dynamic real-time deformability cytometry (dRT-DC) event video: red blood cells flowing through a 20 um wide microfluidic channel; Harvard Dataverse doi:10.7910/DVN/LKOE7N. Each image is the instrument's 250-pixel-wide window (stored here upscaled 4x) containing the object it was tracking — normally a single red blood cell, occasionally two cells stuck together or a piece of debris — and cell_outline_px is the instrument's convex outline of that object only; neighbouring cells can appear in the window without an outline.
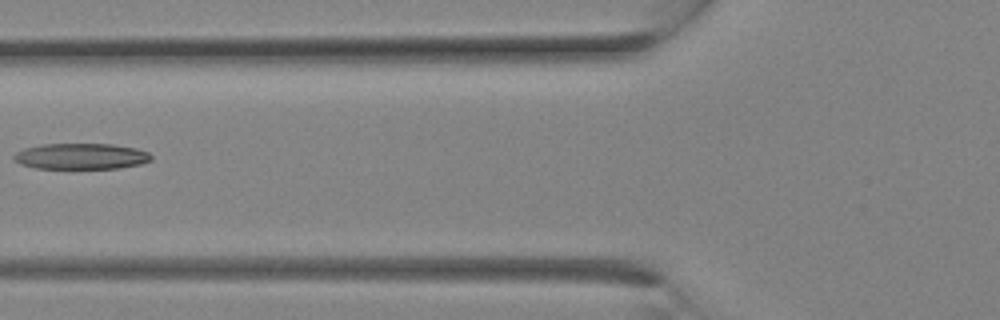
{"species": "Egyptian fruit bat (a non-hibernating species)", "species_latin": "Rousettus aegyptiacus", "temperature_condition": "room temperature", "stored_images_in_passage": 15, "camera_frame_rate_fps": 3000, "um_per_image_px": 0.085, "animal": {"sex": "female"}, "frame": {"image": 1, "passage_image": 11, "time_ms": 3.333, "image_size_px": [1000, 320], "cell_outline_px": [[152, 160], [140, 164], [120, 168], [36, 168], [20, 164], [12, 160], [12, 156], [16, 152], [24, 148], [44, 144], [112, 144], [136, 148], [148, 152], [152, 156]], "centroid_in_image_um": [6.87, 13.28], "position_along_channel_um": 118.9, "area_um2": 20.81}}
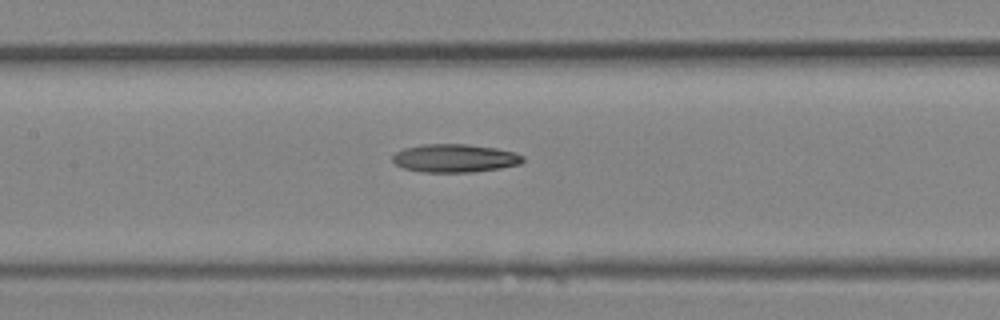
{"frame": {"image": 2, "passage_image": 13, "time_ms": 4.0, "image_size_px": [1000, 320], "cell_outline_px": [[524, 160], [520, 164], [500, 168], [472, 172], [424, 172], [404, 168], [396, 164], [392, 160], [392, 156], [396, 152], [404, 148], [424, 144], [468, 144], [496, 148], [516, 152], [524, 156]], "centroid_in_image_um": [38.68, 13.44], "position_along_channel_um": 168.7, "area_um2": 21.44}}
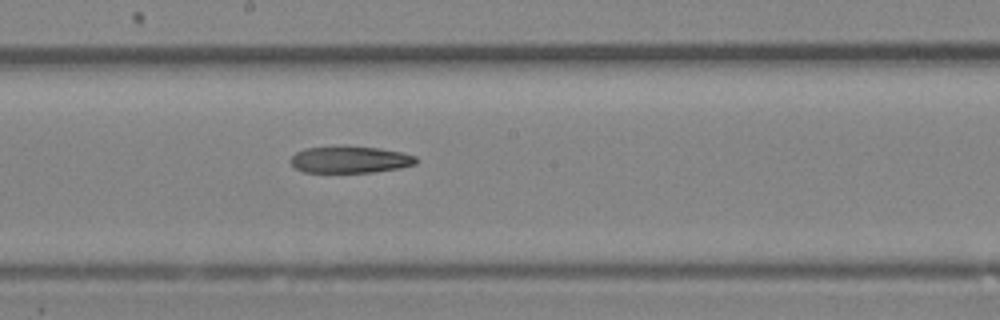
{"frame": {"image": 3, "passage_image": 15, "time_ms": 4.667, "image_size_px": [1000, 320], "cell_outline_px": [[420, 160], [416, 164], [400, 168], [372, 172], [304, 172], [296, 168], [288, 160], [296, 152], [304, 148], [380, 148], [404, 152], [416, 156]], "centroid_in_image_um": [29.81, 13.59], "position_along_channel_um": 218.4, "area_um2": 19.19}}